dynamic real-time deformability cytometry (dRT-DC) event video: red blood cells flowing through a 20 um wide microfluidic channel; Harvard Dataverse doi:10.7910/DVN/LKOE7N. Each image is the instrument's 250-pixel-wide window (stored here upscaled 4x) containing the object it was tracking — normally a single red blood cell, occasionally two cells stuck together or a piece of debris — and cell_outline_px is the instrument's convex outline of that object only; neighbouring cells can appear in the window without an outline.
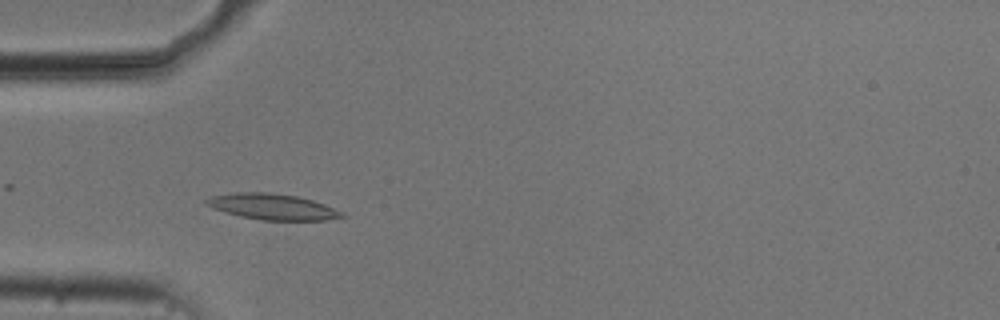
{"species": "common noctule bat (a hibernating species)", "species_latin": "Nyctalus noctula", "temperature_condition": "cold", "stored_images_in_passage": 50, "camera_frame_rate_fps": 3000, "um_per_image_px": 0.085, "animal": {"sex": "male", "body_mass_g": 20.5, "forearm_length_mm": 52.5}, "frame": {"image": 1, "passage_image": 12, "time_ms": 3.667, "image_size_px": [1000, 320], "cell_outline_px": [[348, 216], [324, 220], [260, 220], [240, 216], [224, 212], [212, 208], [204, 204], [204, 200], [212, 196], [236, 192], [268, 192], [296, 196], [312, 200], [324, 204], [344, 212]], "centroid_in_image_um": [23.15, 17.57], "position_along_channel_um": 61.9, "area_um2": 20.52}}
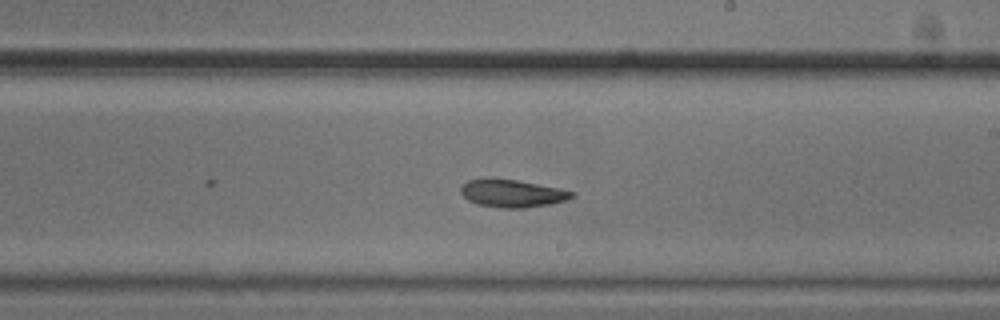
{"frame": {"image": 2, "passage_image": 27, "time_ms": 8.667, "image_size_px": [1000, 320], "cell_outline_px": [[576, 196], [568, 200], [552, 204], [524, 208], [500, 208], [476, 204], [468, 200], [460, 192], [460, 188], [468, 180], [488, 176], [516, 180], [560, 188], [576, 192]], "centroid_in_image_um": [43.55, 16.42], "position_along_channel_um": 245.5, "area_um2": 18.44}}
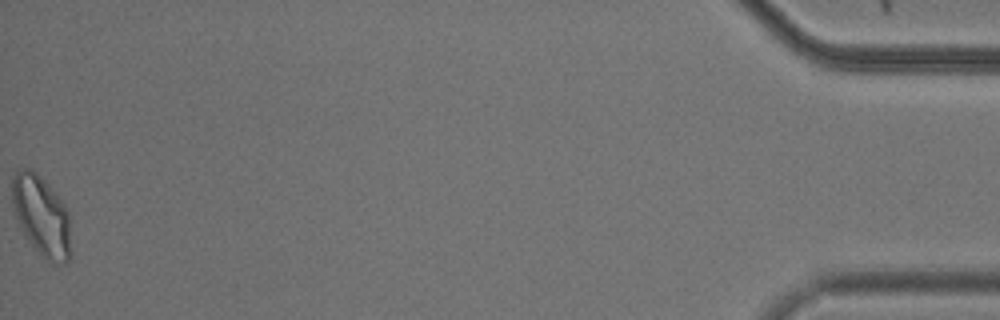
{"frame": {"image": 3, "passage_image": 50, "time_ms": 16.333, "image_size_px": [1000, 320], "cell_outline_px": [[72, 256], [68, 260], [60, 264], [56, 264], [48, 260], [32, 244], [20, 228], [12, 208], [12, 176], [16, 168], [32, 168], [48, 184], [64, 204], [68, 212], [72, 252]], "centroid_in_image_um": [3.52, 18.31], "position_along_channel_um": 431.7, "area_um2": 27.69}, "authors_computed_cell_mechanics": {"area_um2": 19.074, "velocity_mm_per_s": 3.712, "shape_relaxation_time_tau1_ms": 3.9071, "shape_relaxation_time_tau2_ms": 4.1862, "deformation_change_tau1": 0.1092, "deformation_change_tau2": 0.0995}}